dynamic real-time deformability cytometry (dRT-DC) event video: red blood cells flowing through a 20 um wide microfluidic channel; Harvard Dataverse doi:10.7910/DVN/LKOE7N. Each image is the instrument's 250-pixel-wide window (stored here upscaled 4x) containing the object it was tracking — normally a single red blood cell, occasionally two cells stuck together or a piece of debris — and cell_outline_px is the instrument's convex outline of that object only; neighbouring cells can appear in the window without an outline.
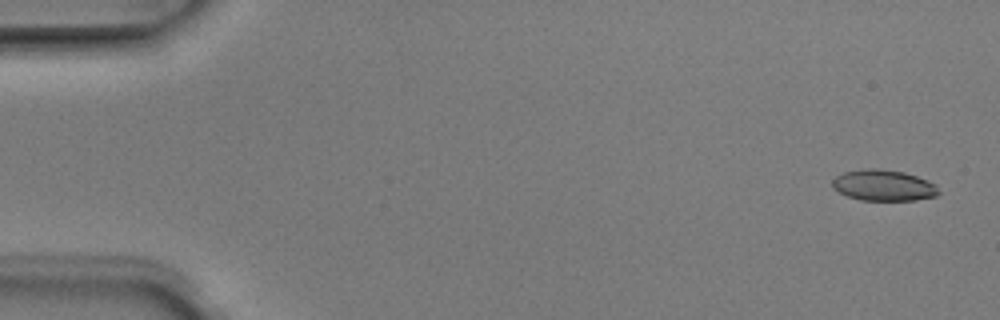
{"species": "Egyptian fruit bat (a non-hibernating species)", "species_latin": "Rousettus aegyptiacus", "temperature_condition": "room temperature", "stored_images_in_passage": 4, "camera_frame_rate_fps": 3000, "um_per_image_px": 0.085, "animal": {"sex": "male"}, "frame": {"image": 1, "passage_image": 1, "time_ms": 0.0, "image_size_px": [1000, 320], "cell_outline_px": [[940, 192], [936, 196], [916, 200], [860, 200], [848, 196], [832, 188], [832, 180], [836, 176], [844, 172], [864, 168], [880, 168], [904, 172], [928, 180], [936, 184]], "centroid_in_image_um": [75.11, 15.75], "position_along_channel_um": 9.9, "area_um2": 19.36}}
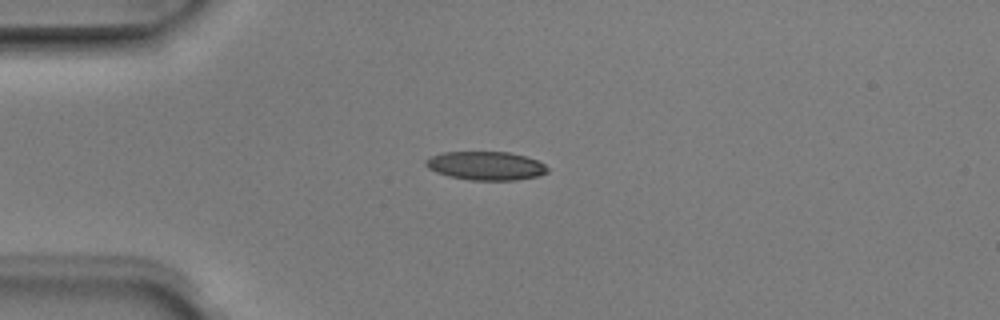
{"frame": {"image": 2, "passage_image": 4, "time_ms": 1.0, "image_size_px": [1000, 320], "cell_outline_px": [[548, 172], [536, 176], [516, 180], [468, 180], [448, 176], [436, 172], [428, 168], [424, 164], [424, 160], [428, 156], [444, 152], [508, 152], [524, 156], [536, 160], [544, 164], [548, 168]], "centroid_in_image_um": [41.24, 14.09], "position_along_channel_um": 43.8, "area_um2": 20.35}}